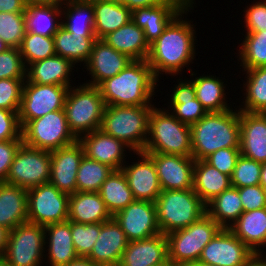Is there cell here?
<instances>
[{"label": "cell", "instance_id": "cell-63", "mask_svg": "<svg viewBox=\"0 0 266 266\" xmlns=\"http://www.w3.org/2000/svg\"><path fill=\"white\" fill-rule=\"evenodd\" d=\"M108 1L114 2V3L119 4V5H124L127 7V1L128 0H108Z\"/></svg>", "mask_w": 266, "mask_h": 266}, {"label": "cell", "instance_id": "cell-27", "mask_svg": "<svg viewBox=\"0 0 266 266\" xmlns=\"http://www.w3.org/2000/svg\"><path fill=\"white\" fill-rule=\"evenodd\" d=\"M113 216L98 192H75L69 195L68 220L82 223H103Z\"/></svg>", "mask_w": 266, "mask_h": 266}, {"label": "cell", "instance_id": "cell-45", "mask_svg": "<svg viewBox=\"0 0 266 266\" xmlns=\"http://www.w3.org/2000/svg\"><path fill=\"white\" fill-rule=\"evenodd\" d=\"M70 227L76 254L87 257L99 237L101 223L82 224L70 221Z\"/></svg>", "mask_w": 266, "mask_h": 266}, {"label": "cell", "instance_id": "cell-38", "mask_svg": "<svg viewBox=\"0 0 266 266\" xmlns=\"http://www.w3.org/2000/svg\"><path fill=\"white\" fill-rule=\"evenodd\" d=\"M206 213L222 228L229 229L243 213L238 188L231 186L216 196L206 205Z\"/></svg>", "mask_w": 266, "mask_h": 266}, {"label": "cell", "instance_id": "cell-21", "mask_svg": "<svg viewBox=\"0 0 266 266\" xmlns=\"http://www.w3.org/2000/svg\"><path fill=\"white\" fill-rule=\"evenodd\" d=\"M131 61L127 55L116 51L103 39H97L85 64L93 81L84 84L98 86L105 79L119 74Z\"/></svg>", "mask_w": 266, "mask_h": 266}, {"label": "cell", "instance_id": "cell-57", "mask_svg": "<svg viewBox=\"0 0 266 266\" xmlns=\"http://www.w3.org/2000/svg\"><path fill=\"white\" fill-rule=\"evenodd\" d=\"M262 253H256L245 266H266V255L262 257Z\"/></svg>", "mask_w": 266, "mask_h": 266}, {"label": "cell", "instance_id": "cell-32", "mask_svg": "<svg viewBox=\"0 0 266 266\" xmlns=\"http://www.w3.org/2000/svg\"><path fill=\"white\" fill-rule=\"evenodd\" d=\"M44 231L45 244L49 243L47 257L51 266H63L78 257L73 246L70 220L47 225Z\"/></svg>", "mask_w": 266, "mask_h": 266}, {"label": "cell", "instance_id": "cell-62", "mask_svg": "<svg viewBox=\"0 0 266 266\" xmlns=\"http://www.w3.org/2000/svg\"><path fill=\"white\" fill-rule=\"evenodd\" d=\"M8 48H10L9 45H7L0 37V53L7 50Z\"/></svg>", "mask_w": 266, "mask_h": 266}, {"label": "cell", "instance_id": "cell-50", "mask_svg": "<svg viewBox=\"0 0 266 266\" xmlns=\"http://www.w3.org/2000/svg\"><path fill=\"white\" fill-rule=\"evenodd\" d=\"M23 140L18 112L0 109V142Z\"/></svg>", "mask_w": 266, "mask_h": 266}, {"label": "cell", "instance_id": "cell-23", "mask_svg": "<svg viewBox=\"0 0 266 266\" xmlns=\"http://www.w3.org/2000/svg\"><path fill=\"white\" fill-rule=\"evenodd\" d=\"M78 141L84 148L85 155L93 160L111 167L113 170L122 169L127 145L105 134L101 129L82 135ZM126 147V148H125Z\"/></svg>", "mask_w": 266, "mask_h": 266}, {"label": "cell", "instance_id": "cell-16", "mask_svg": "<svg viewBox=\"0 0 266 266\" xmlns=\"http://www.w3.org/2000/svg\"><path fill=\"white\" fill-rule=\"evenodd\" d=\"M147 154L155 164L162 191L193 189L195 159L192 156Z\"/></svg>", "mask_w": 266, "mask_h": 266}, {"label": "cell", "instance_id": "cell-22", "mask_svg": "<svg viewBox=\"0 0 266 266\" xmlns=\"http://www.w3.org/2000/svg\"><path fill=\"white\" fill-rule=\"evenodd\" d=\"M240 153L259 163H266V113L239 110Z\"/></svg>", "mask_w": 266, "mask_h": 266}, {"label": "cell", "instance_id": "cell-58", "mask_svg": "<svg viewBox=\"0 0 266 266\" xmlns=\"http://www.w3.org/2000/svg\"><path fill=\"white\" fill-rule=\"evenodd\" d=\"M8 233L6 228L0 226V258H2L7 245Z\"/></svg>", "mask_w": 266, "mask_h": 266}, {"label": "cell", "instance_id": "cell-25", "mask_svg": "<svg viewBox=\"0 0 266 266\" xmlns=\"http://www.w3.org/2000/svg\"><path fill=\"white\" fill-rule=\"evenodd\" d=\"M28 217L27 190L5 181L0 182V226L8 231Z\"/></svg>", "mask_w": 266, "mask_h": 266}, {"label": "cell", "instance_id": "cell-15", "mask_svg": "<svg viewBox=\"0 0 266 266\" xmlns=\"http://www.w3.org/2000/svg\"><path fill=\"white\" fill-rule=\"evenodd\" d=\"M129 241L160 234L154 202L134 200L113 216Z\"/></svg>", "mask_w": 266, "mask_h": 266}, {"label": "cell", "instance_id": "cell-12", "mask_svg": "<svg viewBox=\"0 0 266 266\" xmlns=\"http://www.w3.org/2000/svg\"><path fill=\"white\" fill-rule=\"evenodd\" d=\"M28 217L31 223L45 227L68 220L69 195L50 183L27 190Z\"/></svg>", "mask_w": 266, "mask_h": 266}, {"label": "cell", "instance_id": "cell-51", "mask_svg": "<svg viewBox=\"0 0 266 266\" xmlns=\"http://www.w3.org/2000/svg\"><path fill=\"white\" fill-rule=\"evenodd\" d=\"M238 193L242 201L243 212L266 207V196L260 184L238 188Z\"/></svg>", "mask_w": 266, "mask_h": 266}, {"label": "cell", "instance_id": "cell-8", "mask_svg": "<svg viewBox=\"0 0 266 266\" xmlns=\"http://www.w3.org/2000/svg\"><path fill=\"white\" fill-rule=\"evenodd\" d=\"M221 229L206 213L190 226L168 233V261L175 266L198 261L203 248Z\"/></svg>", "mask_w": 266, "mask_h": 266}, {"label": "cell", "instance_id": "cell-4", "mask_svg": "<svg viewBox=\"0 0 266 266\" xmlns=\"http://www.w3.org/2000/svg\"><path fill=\"white\" fill-rule=\"evenodd\" d=\"M153 106H106L100 129L133 152L143 151Z\"/></svg>", "mask_w": 266, "mask_h": 266}, {"label": "cell", "instance_id": "cell-66", "mask_svg": "<svg viewBox=\"0 0 266 266\" xmlns=\"http://www.w3.org/2000/svg\"><path fill=\"white\" fill-rule=\"evenodd\" d=\"M263 189H264V194L266 196V185L263 187Z\"/></svg>", "mask_w": 266, "mask_h": 266}, {"label": "cell", "instance_id": "cell-24", "mask_svg": "<svg viewBox=\"0 0 266 266\" xmlns=\"http://www.w3.org/2000/svg\"><path fill=\"white\" fill-rule=\"evenodd\" d=\"M168 262V241L160 233L153 237L129 241L118 266H157Z\"/></svg>", "mask_w": 266, "mask_h": 266}, {"label": "cell", "instance_id": "cell-44", "mask_svg": "<svg viewBox=\"0 0 266 266\" xmlns=\"http://www.w3.org/2000/svg\"><path fill=\"white\" fill-rule=\"evenodd\" d=\"M26 32L25 13L0 12V37L9 47L19 48Z\"/></svg>", "mask_w": 266, "mask_h": 266}, {"label": "cell", "instance_id": "cell-10", "mask_svg": "<svg viewBox=\"0 0 266 266\" xmlns=\"http://www.w3.org/2000/svg\"><path fill=\"white\" fill-rule=\"evenodd\" d=\"M44 246V227L26 221L9 231L1 259L12 266H41Z\"/></svg>", "mask_w": 266, "mask_h": 266}, {"label": "cell", "instance_id": "cell-33", "mask_svg": "<svg viewBox=\"0 0 266 266\" xmlns=\"http://www.w3.org/2000/svg\"><path fill=\"white\" fill-rule=\"evenodd\" d=\"M89 1L94 10V30L97 39H103L131 20V11L124 5L108 0Z\"/></svg>", "mask_w": 266, "mask_h": 266}, {"label": "cell", "instance_id": "cell-20", "mask_svg": "<svg viewBox=\"0 0 266 266\" xmlns=\"http://www.w3.org/2000/svg\"><path fill=\"white\" fill-rule=\"evenodd\" d=\"M129 240L114 218L101 223V231L87 256L99 266H118Z\"/></svg>", "mask_w": 266, "mask_h": 266}, {"label": "cell", "instance_id": "cell-11", "mask_svg": "<svg viewBox=\"0 0 266 266\" xmlns=\"http://www.w3.org/2000/svg\"><path fill=\"white\" fill-rule=\"evenodd\" d=\"M50 151L22 143L10 166L5 182L29 190L50 181Z\"/></svg>", "mask_w": 266, "mask_h": 266}, {"label": "cell", "instance_id": "cell-49", "mask_svg": "<svg viewBox=\"0 0 266 266\" xmlns=\"http://www.w3.org/2000/svg\"><path fill=\"white\" fill-rule=\"evenodd\" d=\"M240 155V148H224L215 151L204 160L221 173L231 177Z\"/></svg>", "mask_w": 266, "mask_h": 266}, {"label": "cell", "instance_id": "cell-6", "mask_svg": "<svg viewBox=\"0 0 266 266\" xmlns=\"http://www.w3.org/2000/svg\"><path fill=\"white\" fill-rule=\"evenodd\" d=\"M154 203L157 223L164 235L186 228L206 214V205L193 189L163 190Z\"/></svg>", "mask_w": 266, "mask_h": 266}, {"label": "cell", "instance_id": "cell-19", "mask_svg": "<svg viewBox=\"0 0 266 266\" xmlns=\"http://www.w3.org/2000/svg\"><path fill=\"white\" fill-rule=\"evenodd\" d=\"M136 154L141 160L128 166L124 164L122 171L135 200L155 202L162 192L155 164L147 153Z\"/></svg>", "mask_w": 266, "mask_h": 266}, {"label": "cell", "instance_id": "cell-42", "mask_svg": "<svg viewBox=\"0 0 266 266\" xmlns=\"http://www.w3.org/2000/svg\"><path fill=\"white\" fill-rule=\"evenodd\" d=\"M239 49V59L244 70L266 67V29L261 32H246Z\"/></svg>", "mask_w": 266, "mask_h": 266}, {"label": "cell", "instance_id": "cell-47", "mask_svg": "<svg viewBox=\"0 0 266 266\" xmlns=\"http://www.w3.org/2000/svg\"><path fill=\"white\" fill-rule=\"evenodd\" d=\"M1 79H26V67L19 48L10 47L0 53Z\"/></svg>", "mask_w": 266, "mask_h": 266}, {"label": "cell", "instance_id": "cell-34", "mask_svg": "<svg viewBox=\"0 0 266 266\" xmlns=\"http://www.w3.org/2000/svg\"><path fill=\"white\" fill-rule=\"evenodd\" d=\"M62 7L61 2L26 6V31L45 37L54 36L62 25V21H58Z\"/></svg>", "mask_w": 266, "mask_h": 266}, {"label": "cell", "instance_id": "cell-9", "mask_svg": "<svg viewBox=\"0 0 266 266\" xmlns=\"http://www.w3.org/2000/svg\"><path fill=\"white\" fill-rule=\"evenodd\" d=\"M22 139L25 145L46 151L69 146L78 140L69 130L64 109L30 120L22 128Z\"/></svg>", "mask_w": 266, "mask_h": 266}, {"label": "cell", "instance_id": "cell-59", "mask_svg": "<svg viewBox=\"0 0 266 266\" xmlns=\"http://www.w3.org/2000/svg\"><path fill=\"white\" fill-rule=\"evenodd\" d=\"M62 0H22V2L28 6V5H36V4H48V3H55V2H61Z\"/></svg>", "mask_w": 266, "mask_h": 266}, {"label": "cell", "instance_id": "cell-18", "mask_svg": "<svg viewBox=\"0 0 266 266\" xmlns=\"http://www.w3.org/2000/svg\"><path fill=\"white\" fill-rule=\"evenodd\" d=\"M193 0H167L165 3L131 11V20L139 26L151 45L165 31L169 23Z\"/></svg>", "mask_w": 266, "mask_h": 266}, {"label": "cell", "instance_id": "cell-56", "mask_svg": "<svg viewBox=\"0 0 266 266\" xmlns=\"http://www.w3.org/2000/svg\"><path fill=\"white\" fill-rule=\"evenodd\" d=\"M63 266H99V265L95 264L88 257L78 256L77 258H75L74 260L70 261L68 264Z\"/></svg>", "mask_w": 266, "mask_h": 266}, {"label": "cell", "instance_id": "cell-26", "mask_svg": "<svg viewBox=\"0 0 266 266\" xmlns=\"http://www.w3.org/2000/svg\"><path fill=\"white\" fill-rule=\"evenodd\" d=\"M74 64L59 55L36 61L26 68V79L41 85L72 87L69 78Z\"/></svg>", "mask_w": 266, "mask_h": 266}, {"label": "cell", "instance_id": "cell-3", "mask_svg": "<svg viewBox=\"0 0 266 266\" xmlns=\"http://www.w3.org/2000/svg\"><path fill=\"white\" fill-rule=\"evenodd\" d=\"M190 129L195 160H204L219 149L240 148L239 109L209 112Z\"/></svg>", "mask_w": 266, "mask_h": 266}, {"label": "cell", "instance_id": "cell-35", "mask_svg": "<svg viewBox=\"0 0 266 266\" xmlns=\"http://www.w3.org/2000/svg\"><path fill=\"white\" fill-rule=\"evenodd\" d=\"M55 52L65 59L70 60L74 66L76 63L86 64L90 58L96 36H81L70 33L64 27H60L53 36Z\"/></svg>", "mask_w": 266, "mask_h": 266}, {"label": "cell", "instance_id": "cell-60", "mask_svg": "<svg viewBox=\"0 0 266 266\" xmlns=\"http://www.w3.org/2000/svg\"><path fill=\"white\" fill-rule=\"evenodd\" d=\"M176 266H215V265H209V264L202 263L200 261H194V262L181 263Z\"/></svg>", "mask_w": 266, "mask_h": 266}, {"label": "cell", "instance_id": "cell-65", "mask_svg": "<svg viewBox=\"0 0 266 266\" xmlns=\"http://www.w3.org/2000/svg\"><path fill=\"white\" fill-rule=\"evenodd\" d=\"M157 266H175V265H173L171 262L168 261L166 264L157 265Z\"/></svg>", "mask_w": 266, "mask_h": 266}, {"label": "cell", "instance_id": "cell-31", "mask_svg": "<svg viewBox=\"0 0 266 266\" xmlns=\"http://www.w3.org/2000/svg\"><path fill=\"white\" fill-rule=\"evenodd\" d=\"M231 186L230 176L221 173L205 160H195L193 191L205 205Z\"/></svg>", "mask_w": 266, "mask_h": 266}, {"label": "cell", "instance_id": "cell-36", "mask_svg": "<svg viewBox=\"0 0 266 266\" xmlns=\"http://www.w3.org/2000/svg\"><path fill=\"white\" fill-rule=\"evenodd\" d=\"M61 4L67 7L64 5L63 8L67 10L62 8L61 11L67 20H62V27L77 35L95 36L94 10L89 0H62Z\"/></svg>", "mask_w": 266, "mask_h": 266}, {"label": "cell", "instance_id": "cell-43", "mask_svg": "<svg viewBox=\"0 0 266 266\" xmlns=\"http://www.w3.org/2000/svg\"><path fill=\"white\" fill-rule=\"evenodd\" d=\"M25 67L30 64L56 55L53 36L45 37L26 32L19 47Z\"/></svg>", "mask_w": 266, "mask_h": 266}, {"label": "cell", "instance_id": "cell-41", "mask_svg": "<svg viewBox=\"0 0 266 266\" xmlns=\"http://www.w3.org/2000/svg\"><path fill=\"white\" fill-rule=\"evenodd\" d=\"M113 169L96 160L83 156L77 171L78 192H98Z\"/></svg>", "mask_w": 266, "mask_h": 266}, {"label": "cell", "instance_id": "cell-52", "mask_svg": "<svg viewBox=\"0 0 266 266\" xmlns=\"http://www.w3.org/2000/svg\"><path fill=\"white\" fill-rule=\"evenodd\" d=\"M244 12L247 32H261L266 29V0L251 4Z\"/></svg>", "mask_w": 266, "mask_h": 266}, {"label": "cell", "instance_id": "cell-29", "mask_svg": "<svg viewBox=\"0 0 266 266\" xmlns=\"http://www.w3.org/2000/svg\"><path fill=\"white\" fill-rule=\"evenodd\" d=\"M229 230L255 254L262 253L259 248L266 246V207L243 212Z\"/></svg>", "mask_w": 266, "mask_h": 266}, {"label": "cell", "instance_id": "cell-54", "mask_svg": "<svg viewBox=\"0 0 266 266\" xmlns=\"http://www.w3.org/2000/svg\"><path fill=\"white\" fill-rule=\"evenodd\" d=\"M25 9L22 0H0V12L24 13Z\"/></svg>", "mask_w": 266, "mask_h": 266}, {"label": "cell", "instance_id": "cell-2", "mask_svg": "<svg viewBox=\"0 0 266 266\" xmlns=\"http://www.w3.org/2000/svg\"><path fill=\"white\" fill-rule=\"evenodd\" d=\"M157 79L146 60H132L119 74L97 87L106 106H154Z\"/></svg>", "mask_w": 266, "mask_h": 266}, {"label": "cell", "instance_id": "cell-28", "mask_svg": "<svg viewBox=\"0 0 266 266\" xmlns=\"http://www.w3.org/2000/svg\"><path fill=\"white\" fill-rule=\"evenodd\" d=\"M103 40L132 60L147 59L150 45L146 41L143 30L132 20L106 35Z\"/></svg>", "mask_w": 266, "mask_h": 266}, {"label": "cell", "instance_id": "cell-5", "mask_svg": "<svg viewBox=\"0 0 266 266\" xmlns=\"http://www.w3.org/2000/svg\"><path fill=\"white\" fill-rule=\"evenodd\" d=\"M168 111L152 108L143 152L192 156L190 126L180 122Z\"/></svg>", "mask_w": 266, "mask_h": 266}, {"label": "cell", "instance_id": "cell-17", "mask_svg": "<svg viewBox=\"0 0 266 266\" xmlns=\"http://www.w3.org/2000/svg\"><path fill=\"white\" fill-rule=\"evenodd\" d=\"M84 155V148L78 140L69 146L50 151L49 183L68 195L77 192L76 176Z\"/></svg>", "mask_w": 266, "mask_h": 266}, {"label": "cell", "instance_id": "cell-64", "mask_svg": "<svg viewBox=\"0 0 266 266\" xmlns=\"http://www.w3.org/2000/svg\"><path fill=\"white\" fill-rule=\"evenodd\" d=\"M0 266H12V265H9L8 263H6L4 260L0 258Z\"/></svg>", "mask_w": 266, "mask_h": 266}, {"label": "cell", "instance_id": "cell-39", "mask_svg": "<svg viewBox=\"0 0 266 266\" xmlns=\"http://www.w3.org/2000/svg\"><path fill=\"white\" fill-rule=\"evenodd\" d=\"M196 98L201 102L206 111L223 112L231 109L225 102V85L222 80L214 76H200L192 80ZM224 88V89H223Z\"/></svg>", "mask_w": 266, "mask_h": 266}, {"label": "cell", "instance_id": "cell-13", "mask_svg": "<svg viewBox=\"0 0 266 266\" xmlns=\"http://www.w3.org/2000/svg\"><path fill=\"white\" fill-rule=\"evenodd\" d=\"M69 88L61 85L35 84L26 79L18 112L21 127L23 128L30 120L64 109Z\"/></svg>", "mask_w": 266, "mask_h": 266}, {"label": "cell", "instance_id": "cell-14", "mask_svg": "<svg viewBox=\"0 0 266 266\" xmlns=\"http://www.w3.org/2000/svg\"><path fill=\"white\" fill-rule=\"evenodd\" d=\"M254 255L229 229L222 228L203 248L198 261L215 266H245Z\"/></svg>", "mask_w": 266, "mask_h": 266}, {"label": "cell", "instance_id": "cell-7", "mask_svg": "<svg viewBox=\"0 0 266 266\" xmlns=\"http://www.w3.org/2000/svg\"><path fill=\"white\" fill-rule=\"evenodd\" d=\"M105 107L97 86L80 84L77 88L70 87L64 104L69 130L77 139L82 134L99 130Z\"/></svg>", "mask_w": 266, "mask_h": 266}, {"label": "cell", "instance_id": "cell-1", "mask_svg": "<svg viewBox=\"0 0 266 266\" xmlns=\"http://www.w3.org/2000/svg\"><path fill=\"white\" fill-rule=\"evenodd\" d=\"M193 4L192 1L180 12L160 37L150 45L146 61L157 80L162 72L173 76L180 73L181 69L190 65L194 59V54H196L194 26L182 18L183 14L188 13L190 8L192 9Z\"/></svg>", "mask_w": 266, "mask_h": 266}, {"label": "cell", "instance_id": "cell-55", "mask_svg": "<svg viewBox=\"0 0 266 266\" xmlns=\"http://www.w3.org/2000/svg\"><path fill=\"white\" fill-rule=\"evenodd\" d=\"M167 0H128L127 1V8L130 11H133L137 8H146L152 7L155 5H160L165 3Z\"/></svg>", "mask_w": 266, "mask_h": 266}, {"label": "cell", "instance_id": "cell-61", "mask_svg": "<svg viewBox=\"0 0 266 266\" xmlns=\"http://www.w3.org/2000/svg\"><path fill=\"white\" fill-rule=\"evenodd\" d=\"M260 185L264 187L266 185V163L262 164L261 177H260Z\"/></svg>", "mask_w": 266, "mask_h": 266}, {"label": "cell", "instance_id": "cell-40", "mask_svg": "<svg viewBox=\"0 0 266 266\" xmlns=\"http://www.w3.org/2000/svg\"><path fill=\"white\" fill-rule=\"evenodd\" d=\"M247 79L244 84L246 98L240 111L266 113V67L246 69Z\"/></svg>", "mask_w": 266, "mask_h": 266}, {"label": "cell", "instance_id": "cell-30", "mask_svg": "<svg viewBox=\"0 0 266 266\" xmlns=\"http://www.w3.org/2000/svg\"><path fill=\"white\" fill-rule=\"evenodd\" d=\"M173 88L171 104L169 105L171 114L180 122L186 125H193L204 117L208 112L201 102L196 98V91L192 80L180 81Z\"/></svg>", "mask_w": 266, "mask_h": 266}, {"label": "cell", "instance_id": "cell-37", "mask_svg": "<svg viewBox=\"0 0 266 266\" xmlns=\"http://www.w3.org/2000/svg\"><path fill=\"white\" fill-rule=\"evenodd\" d=\"M98 193L112 216L135 200L122 169L113 170Z\"/></svg>", "mask_w": 266, "mask_h": 266}, {"label": "cell", "instance_id": "cell-48", "mask_svg": "<svg viewBox=\"0 0 266 266\" xmlns=\"http://www.w3.org/2000/svg\"><path fill=\"white\" fill-rule=\"evenodd\" d=\"M25 80H0V109L19 112Z\"/></svg>", "mask_w": 266, "mask_h": 266}, {"label": "cell", "instance_id": "cell-53", "mask_svg": "<svg viewBox=\"0 0 266 266\" xmlns=\"http://www.w3.org/2000/svg\"><path fill=\"white\" fill-rule=\"evenodd\" d=\"M22 143L23 140L0 142V182L6 180L14 156Z\"/></svg>", "mask_w": 266, "mask_h": 266}, {"label": "cell", "instance_id": "cell-46", "mask_svg": "<svg viewBox=\"0 0 266 266\" xmlns=\"http://www.w3.org/2000/svg\"><path fill=\"white\" fill-rule=\"evenodd\" d=\"M261 170L262 163L241 154L230 177L232 187L243 188L260 184Z\"/></svg>", "mask_w": 266, "mask_h": 266}]
</instances>
